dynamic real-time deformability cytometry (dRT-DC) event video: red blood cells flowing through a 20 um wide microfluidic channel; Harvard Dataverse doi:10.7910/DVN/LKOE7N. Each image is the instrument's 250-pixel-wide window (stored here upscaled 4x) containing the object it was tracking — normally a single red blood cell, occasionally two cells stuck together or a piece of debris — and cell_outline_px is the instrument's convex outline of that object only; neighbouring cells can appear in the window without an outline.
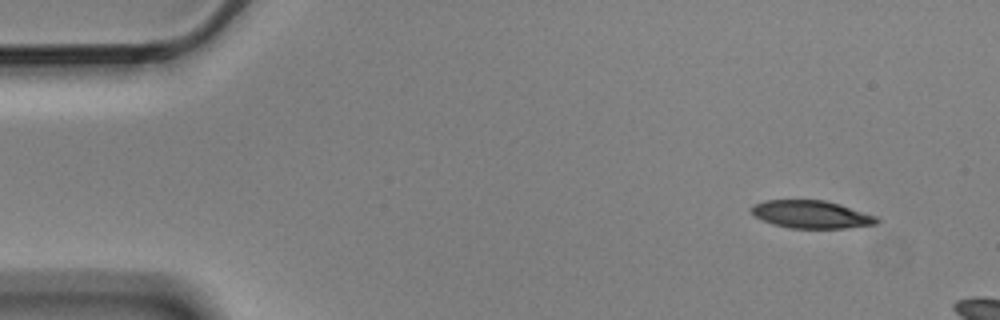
{"species": "Egyptian fruit bat (a non-hibernating species)", "species_latin": "Rousettus aegyptiacus", "temperature_condition": "cold", "stored_images_in_passage": 3, "camera_frame_rate_fps": 3000, "um_per_image_px": 0.085, "animal": {"sex": "male"}, "frame": {"image": 1, "passage_image": 1, "time_ms": 0.0, "image_size_px": [1000, 320], "cell_outline_px": [[880, 220], [876, 224], [844, 228], [788, 228], [772, 224], [756, 216], [752, 212], [752, 208], [756, 204], [764, 200], [824, 200], [840, 204], [880, 216]], "centroid_in_image_um": [69.04, 18.22], "position_along_channel_um": 16.0, "area_um2": 20.29}}